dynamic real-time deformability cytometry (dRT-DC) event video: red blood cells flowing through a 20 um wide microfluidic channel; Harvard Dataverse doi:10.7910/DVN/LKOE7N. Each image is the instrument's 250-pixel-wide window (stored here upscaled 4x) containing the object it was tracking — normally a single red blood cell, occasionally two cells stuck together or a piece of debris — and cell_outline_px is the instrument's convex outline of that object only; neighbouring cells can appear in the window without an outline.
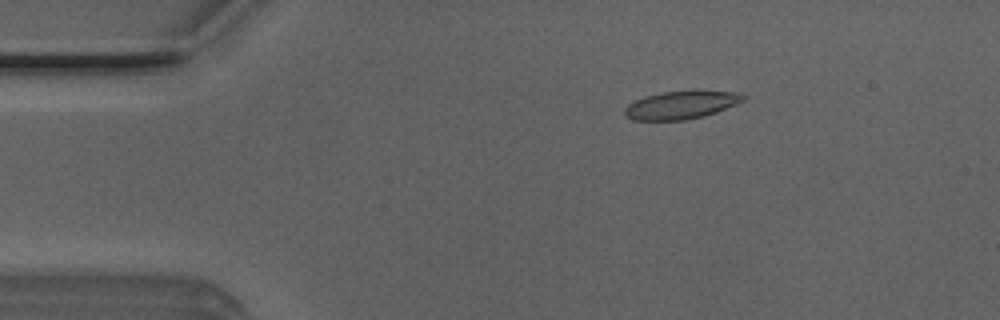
{"species": "Egyptian fruit bat (a non-hibernating species)", "species_latin": "Rousettus aegyptiacus", "temperature_condition": "room temperature", "stored_images_in_passage": 45, "camera_frame_rate_fps": 3000, "um_per_image_px": 0.085, "animal": {"sex": "male"}, "frame": {"image": 1, "passage_image": 2, "time_ms": 0.333, "image_size_px": [1000, 320], "cell_outline_px": [[744, 100], [736, 104], [716, 112], [704, 116], [688, 120], [632, 120], [624, 112], [624, 108], [628, 104], [644, 96], [660, 92], [692, 88], [696, 88], [732, 92], [744, 96]], "centroid_in_image_um": [57.89, 8.88], "position_along_channel_um": 27.1, "area_um2": 19.88}}
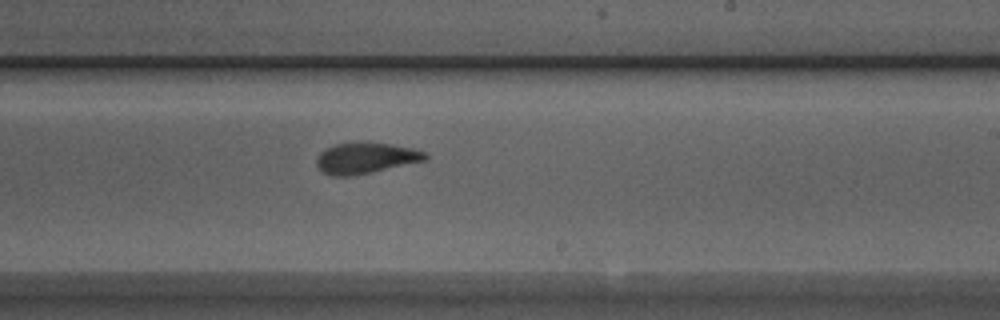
{"frame": {"image": 2, "passage_image": 24, "time_ms": 7.667, "image_size_px": [1000, 320], "cell_outline_px": [[428, 156], [424, 160], [372, 172], [352, 176], [332, 176], [320, 172], [316, 164], [316, 160], [320, 152], [324, 148], [336, 144], [360, 140], [368, 140], [392, 144], [412, 148], [424, 152]], "centroid_in_image_um": [31.01, 13.4], "position_along_channel_um": 258.0, "area_um2": 20.06}}
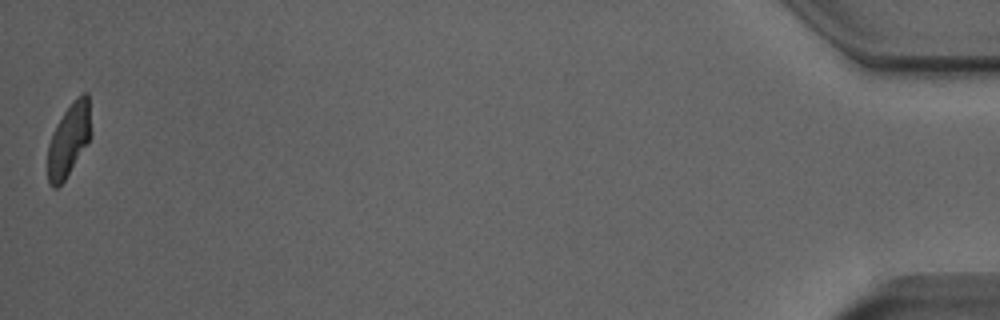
{"frame": {"image": 3, "passage_image": 45, "time_ms": 14.667, "image_size_px": [1000, 320], "cell_outline_px": [[92, 136], [64, 180], [56, 188], [52, 188], [48, 184], [48, 144], [64, 112], [84, 92], [88, 92], [92, 132]], "centroid_in_image_um": [5.88, 11.91], "position_along_channel_um": 429.3, "area_um2": 17.98}, "authors_computed_cell_mechanics": {"area_um2": 19.5364, "velocity_mm_per_s": 3.9258, "shape_relaxation_time_tau1_ms": 6.6818, "shape_relaxation_time_tau2_ms": 1.4019, "deformation_change_tau1": 0.1796, "deformation_change_tau2": 0.0763}}